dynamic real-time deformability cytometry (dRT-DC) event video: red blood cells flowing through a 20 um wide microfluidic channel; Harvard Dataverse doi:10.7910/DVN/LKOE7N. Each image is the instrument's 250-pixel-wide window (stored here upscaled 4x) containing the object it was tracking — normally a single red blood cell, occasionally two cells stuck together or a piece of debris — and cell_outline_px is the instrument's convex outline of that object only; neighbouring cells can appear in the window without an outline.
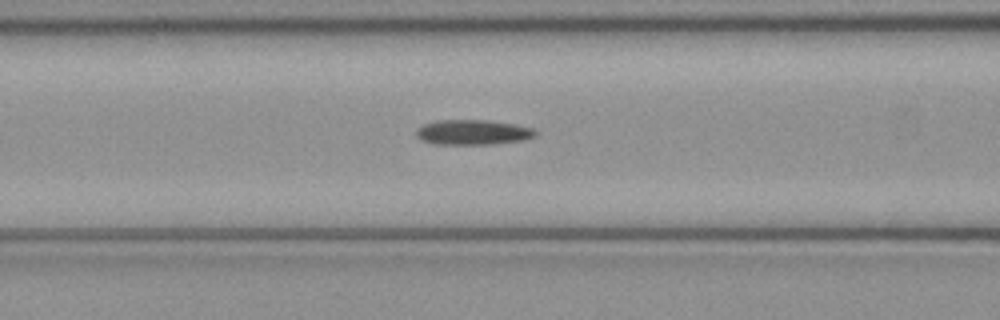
{"species": "common noctule bat (a hibernating species)", "species_latin": "Nyctalus noctula", "temperature_condition": "cold", "stored_images_in_passage": 50, "camera_frame_rate_fps": 3000, "um_per_image_px": 0.085, "animal": {"sex": "female", "body_mass_g": 21.9}, "frame": {"image": 1, "passage_image": 20, "time_ms": 6.333, "image_size_px": [1000, 320], "cell_outline_px": [[536, 136], [520, 140], [492, 144], [432, 144], [420, 140], [416, 136], [416, 128], [424, 124], [436, 120], [492, 120], [532, 128], [536, 132]], "centroid_in_image_um": [40.12, 11.24], "position_along_channel_um": 126.5, "area_um2": 17.4}}
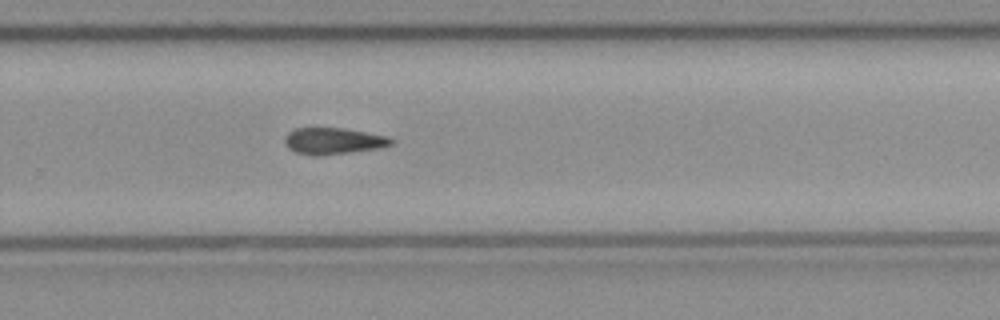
{"frame": {"image": 2, "passage_image": 33, "time_ms": 10.667, "image_size_px": [1000, 320], "cell_outline_px": [[396, 140], [392, 144], [380, 148], [316, 156], [312, 156], [296, 152], [288, 148], [284, 144], [284, 136], [288, 132], [296, 128], [344, 128], [388, 136]], "centroid_in_image_um": [28.32, 11.98], "position_along_channel_um": 301.5, "area_um2": 16.53}}
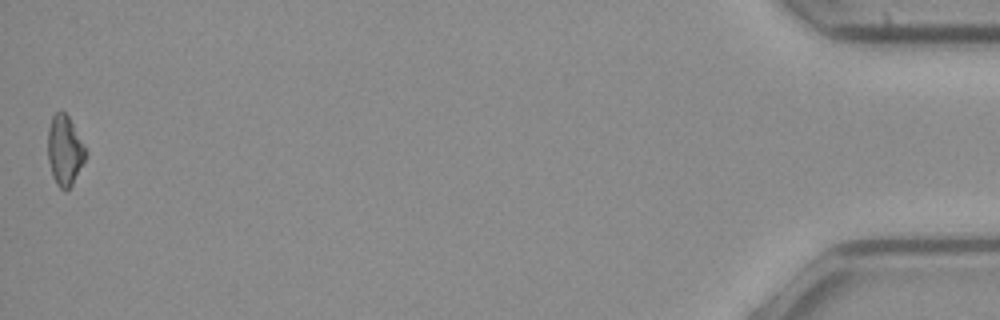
{"frame": {"image": 3, "passage_image": 50, "time_ms": 16.333, "image_size_px": [1000, 320], "cell_outline_px": [[88, 152], [72, 184], [64, 192], [56, 184], [52, 176], [48, 160], [48, 128], [52, 116], [56, 112], [64, 112], [68, 116]], "centroid_in_image_um": [5.48, 12.8], "position_along_channel_um": 429.7, "area_um2": 15.26}}